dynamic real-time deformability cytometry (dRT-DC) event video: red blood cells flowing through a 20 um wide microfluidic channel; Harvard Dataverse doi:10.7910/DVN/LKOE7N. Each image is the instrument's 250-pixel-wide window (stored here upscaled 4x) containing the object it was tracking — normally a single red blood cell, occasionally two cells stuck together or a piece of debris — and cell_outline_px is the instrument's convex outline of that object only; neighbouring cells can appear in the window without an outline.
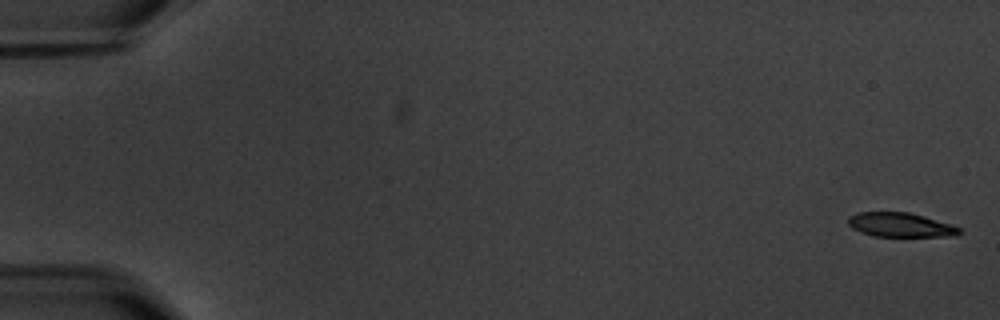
{"species": "common noctule bat (a hibernating species)", "species_latin": "Nyctalus noctula", "temperature_condition": "warm", "stored_images_in_passage": 7, "camera_frame_rate_fps": 3000, "um_per_image_px": 0.085, "animal": {"sex": "male", "body_mass_g": 20.1, "forearm_length_mm": 53.5}, "frame": {"image": 1, "passage_image": 1, "time_ms": 0.0, "image_size_px": [1000, 320], "cell_outline_px": [[964, 232], [956, 236], [872, 236], [860, 232], [852, 228], [848, 224], [848, 220], [856, 212], [908, 212], [924, 216], [952, 224], [960, 228]], "centroid_in_image_um": [76.57, 19.12], "position_along_channel_um": 8.4, "area_um2": 15.78}}
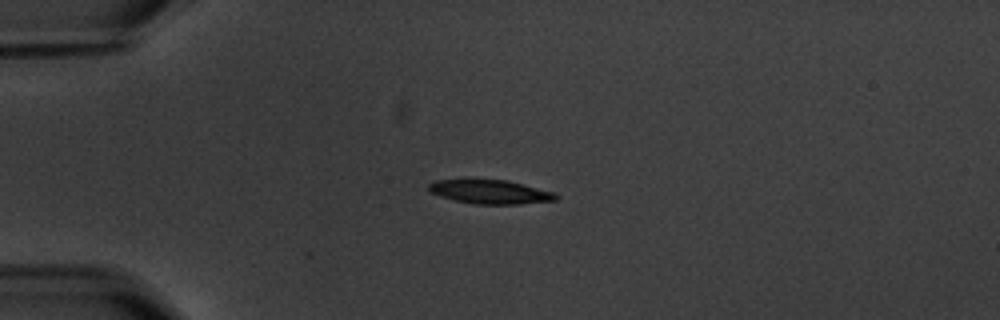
{"frame": {"image": 2, "passage_image": 5, "time_ms": 4.667, "image_size_px": [1000, 320], "cell_outline_px": [[560, 196], [556, 200], [520, 204], [472, 204], [440, 196], [432, 192], [428, 188], [428, 184], [436, 180], [504, 180], [552, 192]], "centroid_in_image_um": [41.66, 16.32], "position_along_channel_um": 43.3, "area_um2": 17.28}}